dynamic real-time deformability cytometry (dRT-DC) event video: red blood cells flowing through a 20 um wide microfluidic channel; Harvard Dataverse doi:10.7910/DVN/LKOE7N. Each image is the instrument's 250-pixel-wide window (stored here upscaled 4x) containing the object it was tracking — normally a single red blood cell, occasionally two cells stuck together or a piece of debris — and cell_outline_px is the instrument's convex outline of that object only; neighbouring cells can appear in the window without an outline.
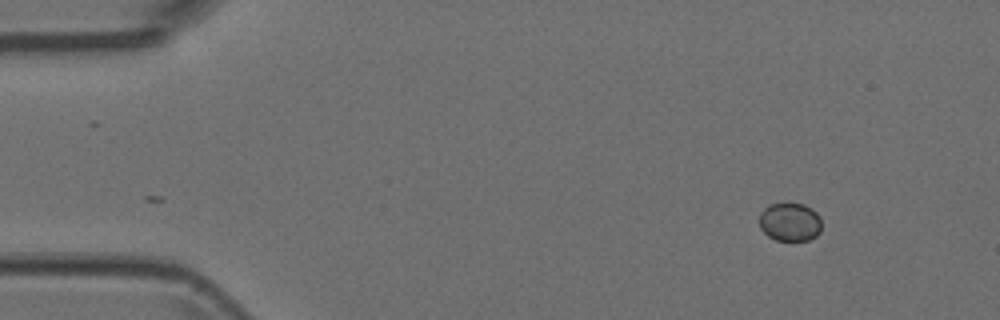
{"species": "Egyptian fruit bat (a non-hibernating species)", "species_latin": "Rousettus aegyptiacus", "temperature_condition": "room temperature", "stored_images_in_passage": 2, "camera_frame_rate_fps": 3000, "um_per_image_px": 0.085, "animal": {"sex": "female"}, "frame": {"image": 1, "passage_image": 2, "time_ms": 0.333, "image_size_px": [1000, 320], "cell_outline_px": [[820, 232], [816, 236], [808, 240], [776, 240], [768, 236], [760, 228], [760, 212], [768, 204], [804, 204], [812, 208], [820, 216]], "centroid_in_image_um": [67.14, 18.86], "position_along_channel_um": 17.9, "area_um2": 13.93}}